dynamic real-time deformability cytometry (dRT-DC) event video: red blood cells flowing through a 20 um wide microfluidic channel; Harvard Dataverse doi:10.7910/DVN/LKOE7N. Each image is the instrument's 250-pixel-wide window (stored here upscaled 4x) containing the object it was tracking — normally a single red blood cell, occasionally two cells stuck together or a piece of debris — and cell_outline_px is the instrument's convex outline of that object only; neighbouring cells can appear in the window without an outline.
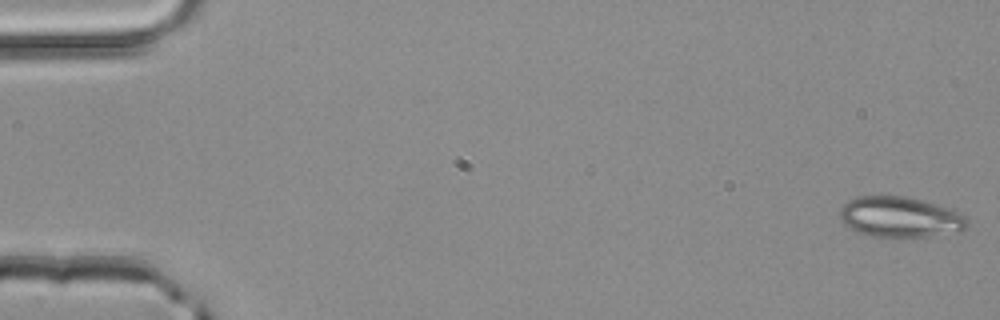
{"species": "common noctule bat (a hibernating species)", "species_latin": "Nyctalus noctula", "temperature_condition": "room temperature", "stored_images_in_passage": 4, "camera_frame_rate_fps": 3000, "um_per_image_px": 0.085, "animal": {"sex": "male", "body_mass_g": 20.4}, "frame": {"image": 1, "passage_image": 1, "time_ms": 0.0, "image_size_px": [1000, 320], "cell_outline_px": [[968, 228], [960, 232], [904, 240], [864, 236], [844, 224], [840, 220], [840, 208], [848, 200], [856, 196], [908, 196], [924, 200], [952, 208], [964, 216], [968, 220]], "centroid_in_image_um": [76.53, 18.49], "position_along_channel_um": 8.5, "area_um2": 31.5}}